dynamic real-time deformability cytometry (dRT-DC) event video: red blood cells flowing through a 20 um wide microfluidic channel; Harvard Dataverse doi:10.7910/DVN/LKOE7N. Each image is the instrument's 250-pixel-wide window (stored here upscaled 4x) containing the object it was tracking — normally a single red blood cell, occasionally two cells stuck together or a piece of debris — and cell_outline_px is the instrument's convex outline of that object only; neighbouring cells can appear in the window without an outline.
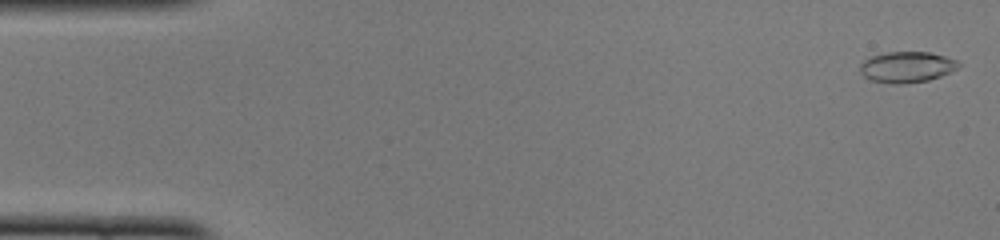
{"species": "common noctule bat (a hibernating species)", "species_latin": "Nyctalus noctula", "temperature_condition": "cold", "stored_images_in_passage": 51, "camera_frame_rate_fps": 3000, "um_per_image_px": 0.085, "animal": {"sex": "female", "body_mass_g": 22.0, "forearm_length_mm": 56.7}, "frame": {"image": 1, "passage_image": 2, "time_ms": 0.333, "image_size_px": [1000, 240], "cell_outline_px": [[960, 64], [956, 68], [940, 76], [928, 80], [904, 84], [892, 84], [872, 80], [864, 76], [860, 72], [860, 64], [864, 60], [872, 56], [888, 52], [928, 52], [944, 56], [956, 60]], "centroid_in_image_um": [77.04, 5.7], "position_along_channel_um": 8.0, "area_um2": 17.51}}
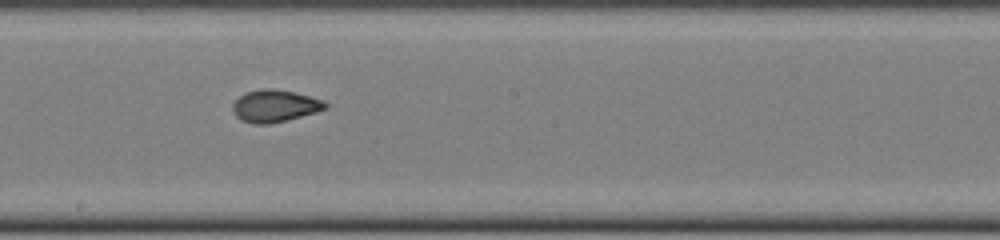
{"frame": {"image": 2, "passage_image": 28, "time_ms": 9.0, "image_size_px": [1000, 240], "cell_outline_px": [[328, 108], [316, 112], [288, 120], [268, 124], [252, 124], [240, 120], [236, 116], [232, 108], [232, 104], [244, 92], [260, 88], [272, 88], [296, 92], [324, 100], [328, 104]], "centroid_in_image_um": [23.36, 9.0], "position_along_channel_um": 224.8, "area_um2": 17.69}}
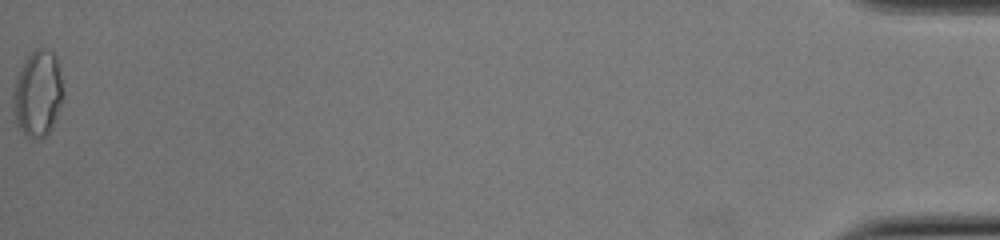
{"frame": {"image": 3, "passage_image": 51, "time_ms": 16.667, "image_size_px": [1000, 240], "cell_outline_px": [[64, 96], [52, 128], [40, 140], [32, 140], [16, 124], [12, 112], [12, 84], [24, 60], [40, 44], [48, 48], [56, 56], [60, 72], [64, 92]], "centroid_in_image_um": [3.19, 7.93], "position_along_channel_um": 432.0, "area_um2": 25.95}, "authors_computed_cell_mechanics": {"area_um2": 17.5134, "velocity_mm_per_s": 4.0012, "shape_relaxation_time_tau1_ms": null, "shape_relaxation_time_tau2_ms": 1.1214, "deformation_change_tau1": null, "deformation_change_tau2": 0.0552}}